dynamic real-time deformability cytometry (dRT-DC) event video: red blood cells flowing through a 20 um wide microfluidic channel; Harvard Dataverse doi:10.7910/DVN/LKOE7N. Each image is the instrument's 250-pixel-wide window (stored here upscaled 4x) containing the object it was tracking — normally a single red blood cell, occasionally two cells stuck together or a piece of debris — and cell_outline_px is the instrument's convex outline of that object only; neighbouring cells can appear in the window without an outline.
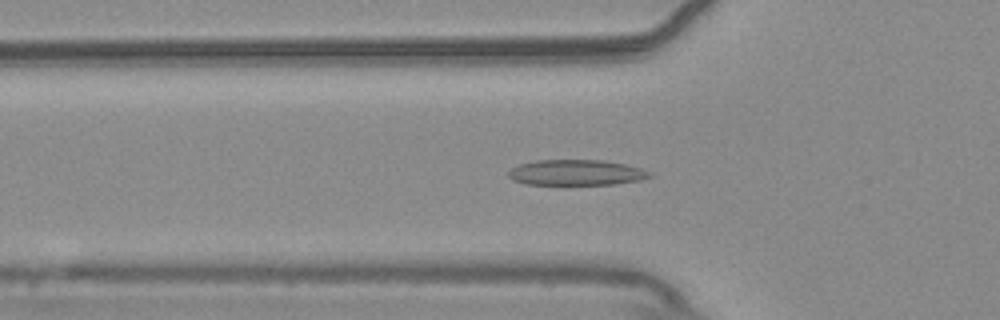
{"species": "common noctule bat (a hibernating species)", "species_latin": "Nyctalus noctula", "temperature_condition": "warm", "stored_images_in_passage": 54, "camera_frame_rate_fps": 3000, "um_per_image_px": 0.085, "animal": {"sex": "male", "body_mass_g": 20.4}, "frame": {"image": 1, "passage_image": 18, "time_ms": 5.667, "image_size_px": [1000, 320], "cell_outline_px": [[652, 176], [640, 180], [616, 184], [524, 184], [512, 180], [508, 176], [508, 172], [512, 168], [520, 164], [536, 160], [604, 160], [624, 164], [640, 168], [652, 172]], "centroid_in_image_um": [48.98, 14.66], "position_along_channel_um": 76.8, "area_um2": 21.04}}
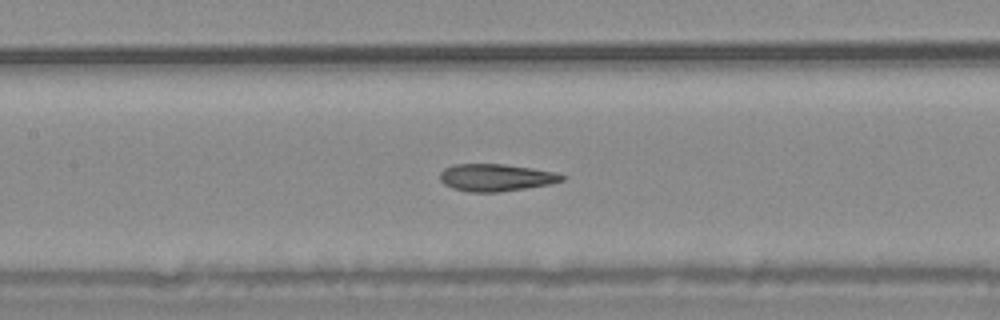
{"frame": {"image": 2, "passage_image": 25, "time_ms": 8.0, "image_size_px": [1000, 320], "cell_outline_px": [[568, 176], [564, 180], [548, 184], [500, 192], [468, 192], [452, 188], [444, 184], [440, 180], [440, 172], [444, 168], [456, 164], [504, 164], [532, 168], [556, 172]], "centroid_in_image_um": [42.15, 15.09], "position_along_channel_um": 165.2, "area_um2": 19.42}}
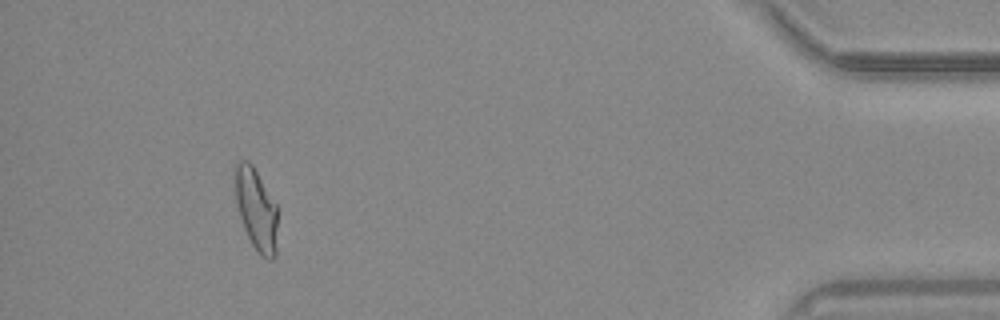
{"frame": {"image": 3, "passage_image": 50, "time_ms": 16.333, "image_size_px": [1000, 320], "cell_outline_px": [[276, 256], [272, 260], [268, 260], [260, 256], [252, 244], [244, 228], [240, 216], [236, 200], [232, 172], [236, 164], [240, 160], [248, 160], [252, 164], [276, 204]], "centroid_in_image_um": [21.74, 17.77], "position_along_channel_um": 413.5, "area_um2": 20.4}, "authors_computed_cell_mechanics": {"area_um2": 20.5768, "velocity_mm_per_s": 3.7382, "shape_relaxation_time_tau1_ms": null, "shape_relaxation_time_tau2_ms": 1.7801, "deformation_change_tau1": null, "deformation_change_tau2": 0.0863}}